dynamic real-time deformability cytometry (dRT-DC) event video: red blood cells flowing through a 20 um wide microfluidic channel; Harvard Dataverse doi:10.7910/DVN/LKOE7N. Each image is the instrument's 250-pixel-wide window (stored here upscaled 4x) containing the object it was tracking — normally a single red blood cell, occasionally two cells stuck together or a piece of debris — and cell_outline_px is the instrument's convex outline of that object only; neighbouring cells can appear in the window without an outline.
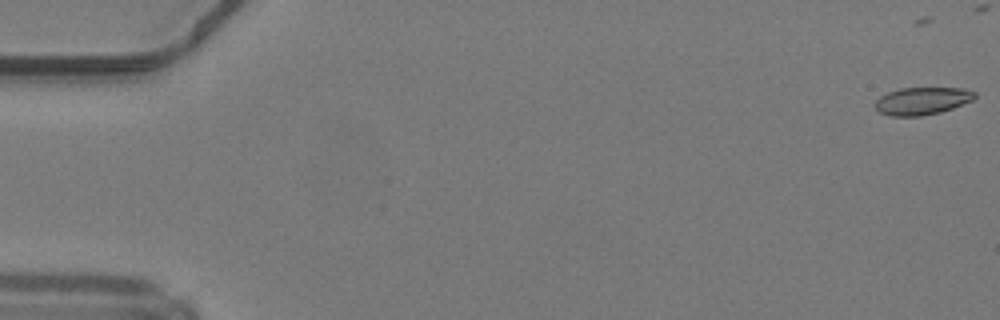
{"species": "common noctule bat (a hibernating species)", "species_latin": "Nyctalus noctula", "temperature_condition": "warm", "stored_images_in_passage": 50, "camera_frame_rate_fps": 3000, "um_per_image_px": 0.085, "animal": {"sex": "male", "body_mass_g": 19.2, "forearm_length_mm": 51.8}, "frame": {"image": 1, "passage_image": 1, "time_ms": 0.0, "image_size_px": [1000, 320], "cell_outline_px": [[964, 100], [948, 108], [932, 112], [884, 112], [896, 92], [912, 88], [948, 88], [964, 92]], "centroid_in_image_um": [78.58, 8.5], "position_along_channel_um": 6.4, "area_um2": 11.04}}
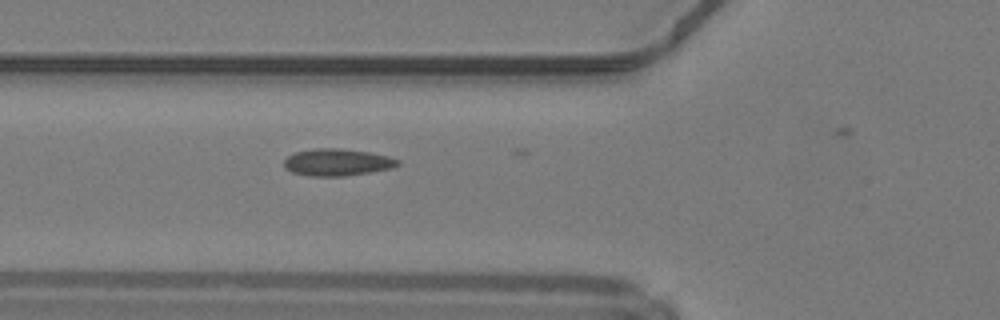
{"frame": {"image": 2, "passage_image": 19, "time_ms": 6.0, "image_size_px": [1000, 320], "cell_outline_px": [[392, 164], [376, 168], [356, 172], [304, 172], [292, 168], [288, 164], [288, 160], [292, 156], [304, 152], [352, 152], [392, 160]], "centroid_in_image_um": [28.54, 13.78], "position_along_channel_um": 97.3, "area_um2": 12.2}}
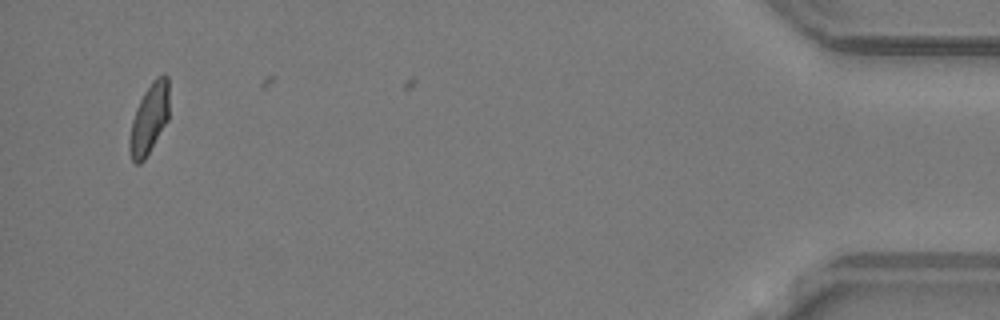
{"frame": {"image": 3, "passage_image": 48, "time_ms": 15.667, "image_size_px": [1000, 320], "cell_outline_px": [[168, 116], [148, 152], [140, 160], [136, 160], [132, 156], [132, 128], [140, 104], [144, 96], [164, 76], [168, 84]], "centroid_in_image_um": [12.75, 10.11], "position_along_channel_um": 422.5, "area_um2": 13.24}, "authors_computed_cell_mechanics": {"area_um2": 12.1669, "velocity_mm_per_s": 4.2338, "shape_relaxation_time_tau1_ms": null, "shape_relaxation_time_tau2_ms": 3.3969, "deformation_change_tau1": null, "deformation_change_tau2": 0.0738}}